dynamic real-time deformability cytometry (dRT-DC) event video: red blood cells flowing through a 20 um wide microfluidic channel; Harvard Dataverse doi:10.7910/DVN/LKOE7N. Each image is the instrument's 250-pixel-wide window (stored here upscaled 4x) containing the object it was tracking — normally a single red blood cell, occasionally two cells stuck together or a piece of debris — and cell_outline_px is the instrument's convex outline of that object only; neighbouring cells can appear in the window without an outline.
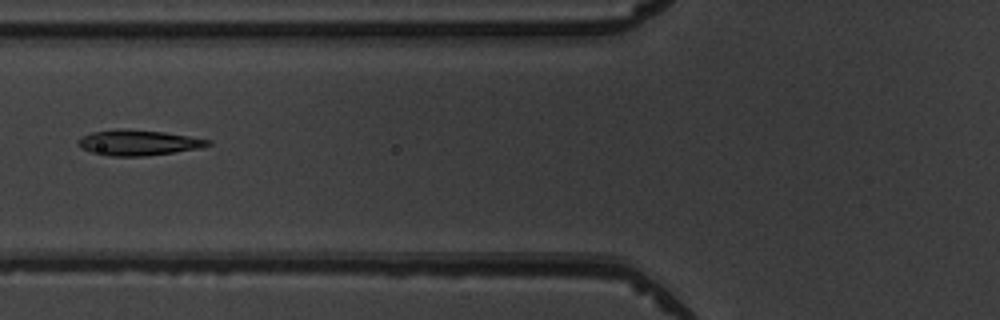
{"species": "common noctule bat (a hibernating species)", "species_latin": "Nyctalus noctula", "temperature_condition": "warm", "stored_images_in_passage": 4, "camera_frame_rate_fps": 3000, "um_per_image_px": 0.085, "animal": {"sex": "male", "body_mass_g": 19.5, "forearm_length_mm": 54.6}, "frame": {"image": 1, "passage_image": 4, "time_ms": 3.333, "image_size_px": [1000, 320], "cell_outline_px": [[212, 144], [200, 148], [172, 152], [140, 156], [112, 156], [92, 152], [80, 148], [76, 140], [80, 136], [92, 132], [116, 128], [164, 132], [212, 140]], "centroid_in_image_um": [11.71, 12.11], "position_along_channel_um": 114.1, "area_um2": 19.19}}